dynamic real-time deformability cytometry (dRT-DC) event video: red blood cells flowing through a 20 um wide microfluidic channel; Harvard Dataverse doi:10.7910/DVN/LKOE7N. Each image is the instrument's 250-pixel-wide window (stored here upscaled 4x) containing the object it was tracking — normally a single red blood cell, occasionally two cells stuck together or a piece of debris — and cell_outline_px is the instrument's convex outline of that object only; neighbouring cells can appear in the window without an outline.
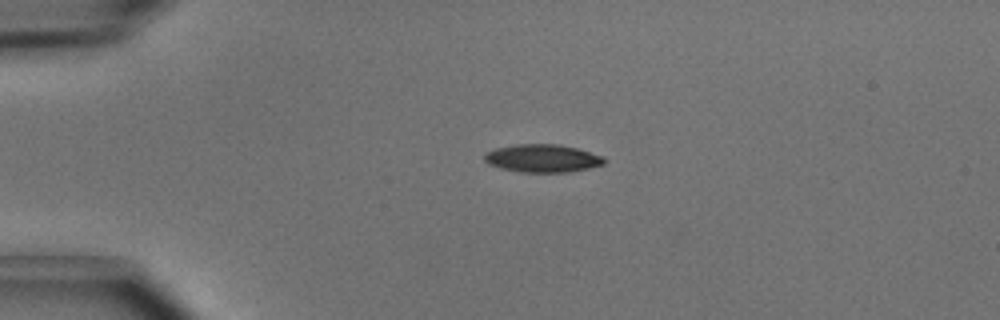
{"species": "common noctule bat (a hibernating species)", "species_latin": "Nyctalus noctula", "temperature_condition": "cold", "stored_images_in_passage": 2, "camera_frame_rate_fps": 3000, "um_per_image_px": 0.085, "animal": {"sex": "male", "body_mass_g": 15.6}, "frame": {"image": 1, "passage_image": 1, "time_ms": 0.0, "image_size_px": [1000, 320], "cell_outline_px": [[608, 160], [604, 164], [588, 168], [568, 172], [520, 172], [500, 168], [488, 164], [484, 160], [484, 156], [488, 152], [496, 148], [516, 144], [560, 144], [576, 148], [604, 156]], "centroid_in_image_um": [46.14, 13.45], "position_along_channel_um": 38.9, "area_um2": 19.54}}